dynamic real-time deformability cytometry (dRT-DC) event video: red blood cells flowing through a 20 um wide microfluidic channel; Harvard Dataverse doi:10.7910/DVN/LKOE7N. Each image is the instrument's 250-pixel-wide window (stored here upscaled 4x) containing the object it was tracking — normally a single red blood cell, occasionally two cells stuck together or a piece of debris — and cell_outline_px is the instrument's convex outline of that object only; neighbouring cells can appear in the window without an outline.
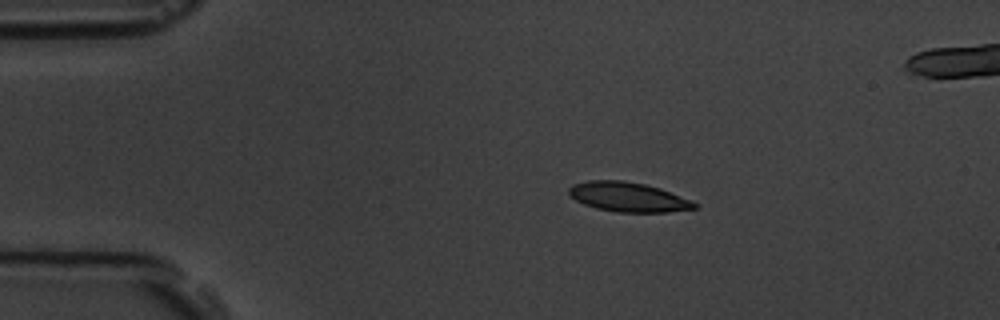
{"species": "common noctule bat (a hibernating species)", "species_latin": "Nyctalus noctula", "temperature_condition": "room temperature", "stored_images_in_passage": 4, "camera_frame_rate_fps": 3000, "um_per_image_px": 0.085, "animal": {"sex": "male", "body_mass_g": 19.5, "forearm_length_mm": 54.6}, "frame": {"image": 1, "passage_image": 1, "time_ms": 0.0, "image_size_px": [1000, 320], "cell_outline_px": [[696, 208], [668, 212], [616, 212], [596, 208], [584, 204], [568, 196], [568, 188], [572, 184], [588, 180], [620, 180], [644, 184], [660, 188], [692, 200], [696, 204]], "centroid_in_image_um": [53.35, 16.74], "position_along_channel_um": 31.6, "area_um2": 21.68}}
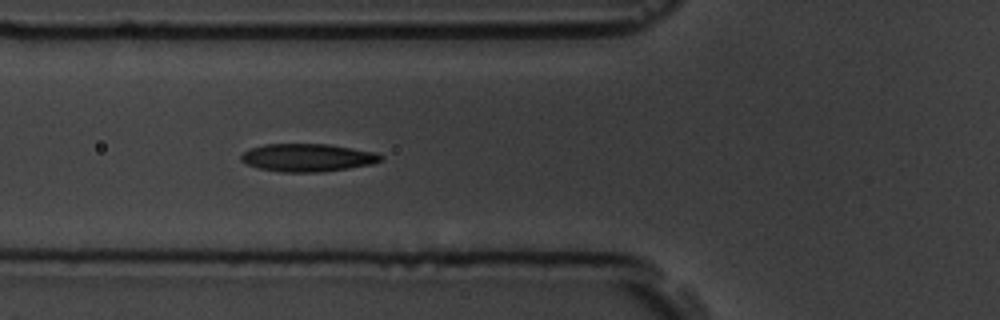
{"frame": {"image": 2, "passage_image": 4, "time_ms": 3.333, "image_size_px": [1000, 320], "cell_outline_px": [[384, 160], [372, 164], [348, 168], [320, 172], [280, 172], [260, 168], [244, 164], [240, 160], [240, 156], [244, 152], [252, 148], [264, 144], [328, 144], [376, 152], [384, 156]], "centroid_in_image_um": [26.15, 13.4], "position_along_channel_um": 99.6, "area_um2": 22.77}}